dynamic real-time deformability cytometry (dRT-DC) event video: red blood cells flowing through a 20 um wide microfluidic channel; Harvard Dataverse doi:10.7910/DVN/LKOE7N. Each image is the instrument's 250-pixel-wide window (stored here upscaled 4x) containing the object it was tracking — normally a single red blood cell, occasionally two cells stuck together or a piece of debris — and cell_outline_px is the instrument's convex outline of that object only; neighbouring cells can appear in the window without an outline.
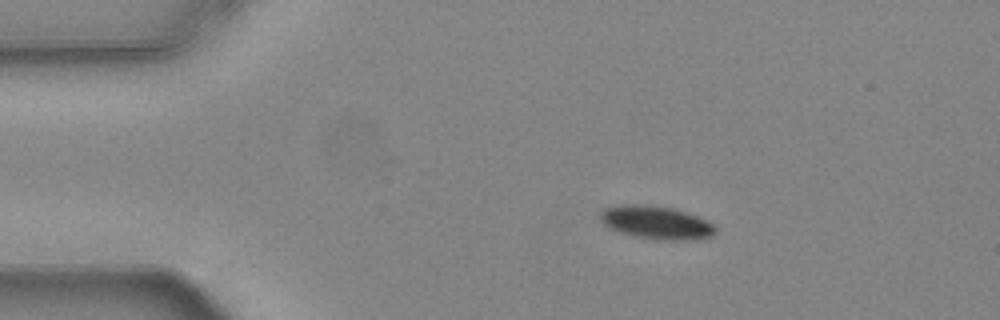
{"species": "common noctule bat (a hibernating species)", "species_latin": "Nyctalus noctula", "temperature_condition": "warm", "stored_images_in_passage": 27, "camera_frame_rate_fps": 3000, "um_per_image_px": 0.085, "animal": {"sex": "female", "body_mass_g": 24.6, "forearm_length_mm": 56.2}, "frame": {"image": 1, "passage_image": 1, "time_ms": 0.0, "image_size_px": [1000, 320], "cell_outline_px": [[716, 232], [712, 236], [692, 240], [656, 240], [636, 236], [612, 228], [604, 224], [600, 220], [600, 212], [604, 208], [620, 204], [644, 204], [672, 208], [708, 220], [716, 228]], "centroid_in_image_um": [55.79, 18.91], "position_along_channel_um": 29.2, "area_um2": 22.14}}
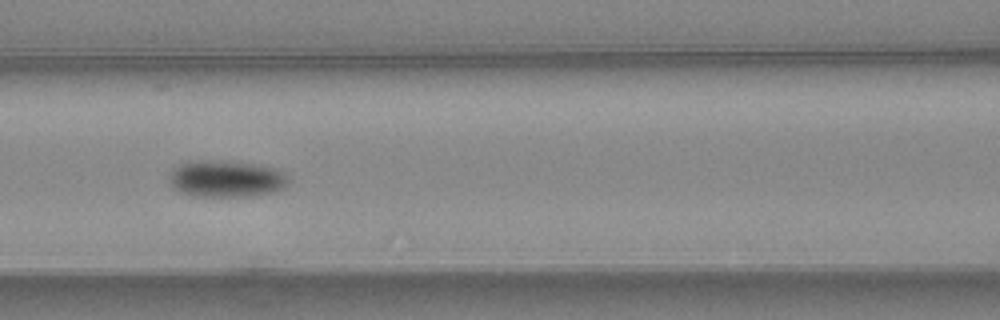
{"frame": {"image": 2, "passage_image": 15, "time_ms": 4.667, "image_size_px": [1000, 320], "cell_outline_px": [[288, 184], [284, 188], [276, 192], [252, 196], [196, 196], [180, 192], [172, 188], [168, 180], [168, 176], [180, 164], [188, 160], [224, 160], [256, 164], [276, 168], [284, 172], [288, 176]], "centroid_in_image_um": [19.24, 15.19], "position_along_channel_um": 147.4, "area_um2": 26.01}}
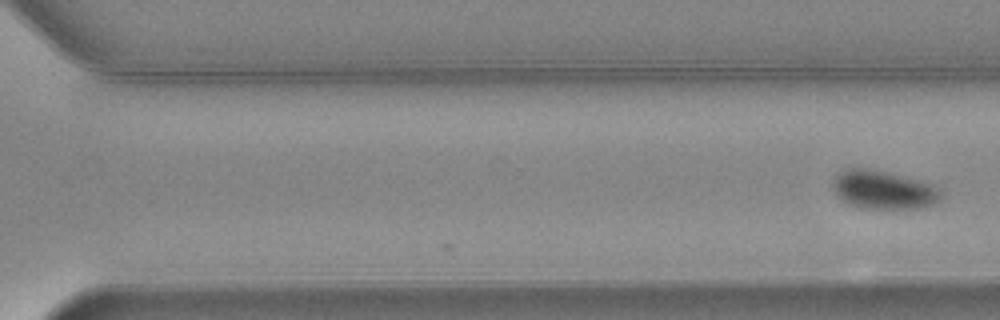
{"frame": {"image": 3, "passage_image": 27, "time_ms": 8.667, "image_size_px": [1000, 320], "cell_outline_px": [[944, 196], [940, 200], [924, 208], [860, 208], [848, 204], [840, 200], [832, 188], [832, 184], [836, 176], [844, 168], [864, 168], [888, 172], [924, 180], [940, 188]], "centroid_in_image_um": [75.12, 16.13], "position_along_channel_um": 295.5, "area_um2": 24.74}}